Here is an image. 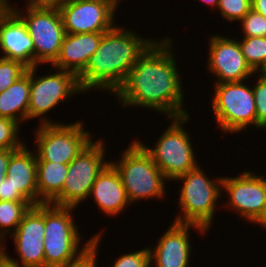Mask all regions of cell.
Instances as JSON below:
<instances>
[{
    "label": "cell",
    "mask_w": 266,
    "mask_h": 267,
    "mask_svg": "<svg viewBox=\"0 0 266 267\" xmlns=\"http://www.w3.org/2000/svg\"><path fill=\"white\" fill-rule=\"evenodd\" d=\"M172 39H155L130 69L113 94L122 107L151 109L169 119L190 115L184 108V84Z\"/></svg>",
    "instance_id": "1"
},
{
    "label": "cell",
    "mask_w": 266,
    "mask_h": 267,
    "mask_svg": "<svg viewBox=\"0 0 266 267\" xmlns=\"http://www.w3.org/2000/svg\"><path fill=\"white\" fill-rule=\"evenodd\" d=\"M124 25L104 32L99 47L77 74L84 93L99 90L114 94L139 57L155 41Z\"/></svg>",
    "instance_id": "2"
},
{
    "label": "cell",
    "mask_w": 266,
    "mask_h": 267,
    "mask_svg": "<svg viewBox=\"0 0 266 267\" xmlns=\"http://www.w3.org/2000/svg\"><path fill=\"white\" fill-rule=\"evenodd\" d=\"M200 165L174 180H179V183L182 181L177 193L178 208L181 211L176 214L174 222L195 224L209 231L217 214V203L223 196V176L209 178Z\"/></svg>",
    "instance_id": "3"
},
{
    "label": "cell",
    "mask_w": 266,
    "mask_h": 267,
    "mask_svg": "<svg viewBox=\"0 0 266 267\" xmlns=\"http://www.w3.org/2000/svg\"><path fill=\"white\" fill-rule=\"evenodd\" d=\"M128 146L118 161L110 163L118 171L131 205L145 199H163L167 194L165 185L168 180L136 139Z\"/></svg>",
    "instance_id": "4"
},
{
    "label": "cell",
    "mask_w": 266,
    "mask_h": 267,
    "mask_svg": "<svg viewBox=\"0 0 266 267\" xmlns=\"http://www.w3.org/2000/svg\"><path fill=\"white\" fill-rule=\"evenodd\" d=\"M73 210L76 208L45 203V267H61L75 262L90 249L92 235L82 243L84 238L78 231Z\"/></svg>",
    "instance_id": "5"
},
{
    "label": "cell",
    "mask_w": 266,
    "mask_h": 267,
    "mask_svg": "<svg viewBox=\"0 0 266 267\" xmlns=\"http://www.w3.org/2000/svg\"><path fill=\"white\" fill-rule=\"evenodd\" d=\"M190 117L186 115L169 119L170 124L156 139L154 148L136 138L168 181L175 180L199 165L191 142L192 135L184 128Z\"/></svg>",
    "instance_id": "6"
},
{
    "label": "cell",
    "mask_w": 266,
    "mask_h": 267,
    "mask_svg": "<svg viewBox=\"0 0 266 267\" xmlns=\"http://www.w3.org/2000/svg\"><path fill=\"white\" fill-rule=\"evenodd\" d=\"M246 81L249 80L213 84L211 111L216 128L223 133L238 134L247 131L248 126L256 127L254 94Z\"/></svg>",
    "instance_id": "7"
},
{
    "label": "cell",
    "mask_w": 266,
    "mask_h": 267,
    "mask_svg": "<svg viewBox=\"0 0 266 267\" xmlns=\"http://www.w3.org/2000/svg\"><path fill=\"white\" fill-rule=\"evenodd\" d=\"M95 136L97 135H93V139L68 164L63 189L51 204L78 208V205L88 200L95 179L110 162L105 156L106 141L103 138L96 140Z\"/></svg>",
    "instance_id": "8"
},
{
    "label": "cell",
    "mask_w": 266,
    "mask_h": 267,
    "mask_svg": "<svg viewBox=\"0 0 266 267\" xmlns=\"http://www.w3.org/2000/svg\"><path fill=\"white\" fill-rule=\"evenodd\" d=\"M38 67L40 66L30 68L28 122L30 119H39L41 116L39 125L64 123L50 120L47 117V113L57 108V105H61L60 102L64 103L70 97L84 93L80 88L78 77L71 71L56 68H54L55 73L52 71V74H43L37 77Z\"/></svg>",
    "instance_id": "9"
},
{
    "label": "cell",
    "mask_w": 266,
    "mask_h": 267,
    "mask_svg": "<svg viewBox=\"0 0 266 267\" xmlns=\"http://www.w3.org/2000/svg\"><path fill=\"white\" fill-rule=\"evenodd\" d=\"M24 22L35 46V63L38 66L50 64L59 56L65 30L57 7L30 6L16 7L5 2ZM23 9V10H22ZM41 64V65H40Z\"/></svg>",
    "instance_id": "10"
},
{
    "label": "cell",
    "mask_w": 266,
    "mask_h": 267,
    "mask_svg": "<svg viewBox=\"0 0 266 267\" xmlns=\"http://www.w3.org/2000/svg\"><path fill=\"white\" fill-rule=\"evenodd\" d=\"M83 122L37 125L33 135L37 161L69 164L74 160L92 140Z\"/></svg>",
    "instance_id": "11"
},
{
    "label": "cell",
    "mask_w": 266,
    "mask_h": 267,
    "mask_svg": "<svg viewBox=\"0 0 266 267\" xmlns=\"http://www.w3.org/2000/svg\"><path fill=\"white\" fill-rule=\"evenodd\" d=\"M249 169L238 176H223L222 192L228 195V200L220 207L229 208L238 214L242 220L253 225L263 215L266 207V175H257Z\"/></svg>",
    "instance_id": "12"
},
{
    "label": "cell",
    "mask_w": 266,
    "mask_h": 267,
    "mask_svg": "<svg viewBox=\"0 0 266 267\" xmlns=\"http://www.w3.org/2000/svg\"><path fill=\"white\" fill-rule=\"evenodd\" d=\"M120 1L66 0L58 6L65 33L107 32L116 22Z\"/></svg>",
    "instance_id": "13"
},
{
    "label": "cell",
    "mask_w": 266,
    "mask_h": 267,
    "mask_svg": "<svg viewBox=\"0 0 266 267\" xmlns=\"http://www.w3.org/2000/svg\"><path fill=\"white\" fill-rule=\"evenodd\" d=\"M44 234L45 203H41L30 207L10 236L20 261L6 252V244L1 246V251L18 267H45Z\"/></svg>",
    "instance_id": "14"
},
{
    "label": "cell",
    "mask_w": 266,
    "mask_h": 267,
    "mask_svg": "<svg viewBox=\"0 0 266 267\" xmlns=\"http://www.w3.org/2000/svg\"><path fill=\"white\" fill-rule=\"evenodd\" d=\"M214 34L208 38L207 69L215 83L250 80L255 72L246 63L238 38Z\"/></svg>",
    "instance_id": "15"
},
{
    "label": "cell",
    "mask_w": 266,
    "mask_h": 267,
    "mask_svg": "<svg viewBox=\"0 0 266 267\" xmlns=\"http://www.w3.org/2000/svg\"><path fill=\"white\" fill-rule=\"evenodd\" d=\"M206 235L201 226L186 223H173L157 240L154 247L149 246L150 267H189L192 254L190 230ZM198 231V232H197ZM155 265V266H154Z\"/></svg>",
    "instance_id": "16"
},
{
    "label": "cell",
    "mask_w": 266,
    "mask_h": 267,
    "mask_svg": "<svg viewBox=\"0 0 266 267\" xmlns=\"http://www.w3.org/2000/svg\"><path fill=\"white\" fill-rule=\"evenodd\" d=\"M0 49L2 58L21 62L27 68L38 66L26 25L6 3H0Z\"/></svg>",
    "instance_id": "17"
},
{
    "label": "cell",
    "mask_w": 266,
    "mask_h": 267,
    "mask_svg": "<svg viewBox=\"0 0 266 267\" xmlns=\"http://www.w3.org/2000/svg\"><path fill=\"white\" fill-rule=\"evenodd\" d=\"M107 217H117L131 204L116 168L109 162L95 179L89 199ZM119 214V215H118Z\"/></svg>",
    "instance_id": "18"
},
{
    "label": "cell",
    "mask_w": 266,
    "mask_h": 267,
    "mask_svg": "<svg viewBox=\"0 0 266 267\" xmlns=\"http://www.w3.org/2000/svg\"><path fill=\"white\" fill-rule=\"evenodd\" d=\"M103 34L104 32L66 33L59 56L51 66L52 70L56 68L71 71L77 75L99 47Z\"/></svg>",
    "instance_id": "19"
},
{
    "label": "cell",
    "mask_w": 266,
    "mask_h": 267,
    "mask_svg": "<svg viewBox=\"0 0 266 267\" xmlns=\"http://www.w3.org/2000/svg\"><path fill=\"white\" fill-rule=\"evenodd\" d=\"M36 173V154L25 144L11 156L6 177L33 206L38 205Z\"/></svg>",
    "instance_id": "20"
},
{
    "label": "cell",
    "mask_w": 266,
    "mask_h": 267,
    "mask_svg": "<svg viewBox=\"0 0 266 267\" xmlns=\"http://www.w3.org/2000/svg\"><path fill=\"white\" fill-rule=\"evenodd\" d=\"M29 93L30 68L8 89L0 93V117L11 119L20 125L28 122Z\"/></svg>",
    "instance_id": "21"
},
{
    "label": "cell",
    "mask_w": 266,
    "mask_h": 267,
    "mask_svg": "<svg viewBox=\"0 0 266 267\" xmlns=\"http://www.w3.org/2000/svg\"><path fill=\"white\" fill-rule=\"evenodd\" d=\"M68 164L37 161L38 204L51 203L62 191Z\"/></svg>",
    "instance_id": "22"
},
{
    "label": "cell",
    "mask_w": 266,
    "mask_h": 267,
    "mask_svg": "<svg viewBox=\"0 0 266 267\" xmlns=\"http://www.w3.org/2000/svg\"><path fill=\"white\" fill-rule=\"evenodd\" d=\"M32 206L29 201H0V246L5 244L8 235L17 229Z\"/></svg>",
    "instance_id": "23"
},
{
    "label": "cell",
    "mask_w": 266,
    "mask_h": 267,
    "mask_svg": "<svg viewBox=\"0 0 266 267\" xmlns=\"http://www.w3.org/2000/svg\"><path fill=\"white\" fill-rule=\"evenodd\" d=\"M238 42L246 63L255 73L266 67V37H242Z\"/></svg>",
    "instance_id": "24"
},
{
    "label": "cell",
    "mask_w": 266,
    "mask_h": 267,
    "mask_svg": "<svg viewBox=\"0 0 266 267\" xmlns=\"http://www.w3.org/2000/svg\"><path fill=\"white\" fill-rule=\"evenodd\" d=\"M20 129L18 122L0 117V150L20 149L27 144L20 138Z\"/></svg>",
    "instance_id": "25"
},
{
    "label": "cell",
    "mask_w": 266,
    "mask_h": 267,
    "mask_svg": "<svg viewBox=\"0 0 266 267\" xmlns=\"http://www.w3.org/2000/svg\"><path fill=\"white\" fill-rule=\"evenodd\" d=\"M254 76L257 77L255 84H252L256 106V128L266 130V76L262 73H255Z\"/></svg>",
    "instance_id": "26"
},
{
    "label": "cell",
    "mask_w": 266,
    "mask_h": 267,
    "mask_svg": "<svg viewBox=\"0 0 266 267\" xmlns=\"http://www.w3.org/2000/svg\"><path fill=\"white\" fill-rule=\"evenodd\" d=\"M215 10L229 23L240 22L251 10V0H219Z\"/></svg>",
    "instance_id": "27"
},
{
    "label": "cell",
    "mask_w": 266,
    "mask_h": 267,
    "mask_svg": "<svg viewBox=\"0 0 266 267\" xmlns=\"http://www.w3.org/2000/svg\"><path fill=\"white\" fill-rule=\"evenodd\" d=\"M27 69L21 62L0 57V93L22 77Z\"/></svg>",
    "instance_id": "28"
},
{
    "label": "cell",
    "mask_w": 266,
    "mask_h": 267,
    "mask_svg": "<svg viewBox=\"0 0 266 267\" xmlns=\"http://www.w3.org/2000/svg\"><path fill=\"white\" fill-rule=\"evenodd\" d=\"M238 24L241 25L242 37H266V18L252 9Z\"/></svg>",
    "instance_id": "29"
},
{
    "label": "cell",
    "mask_w": 266,
    "mask_h": 267,
    "mask_svg": "<svg viewBox=\"0 0 266 267\" xmlns=\"http://www.w3.org/2000/svg\"><path fill=\"white\" fill-rule=\"evenodd\" d=\"M110 267H150L149 247L125 253L112 263Z\"/></svg>",
    "instance_id": "30"
},
{
    "label": "cell",
    "mask_w": 266,
    "mask_h": 267,
    "mask_svg": "<svg viewBox=\"0 0 266 267\" xmlns=\"http://www.w3.org/2000/svg\"><path fill=\"white\" fill-rule=\"evenodd\" d=\"M104 232H98V234H94L92 236L90 249L84 253L77 261L66 264L61 267H97V261H98V253H99V245Z\"/></svg>",
    "instance_id": "31"
},
{
    "label": "cell",
    "mask_w": 266,
    "mask_h": 267,
    "mask_svg": "<svg viewBox=\"0 0 266 267\" xmlns=\"http://www.w3.org/2000/svg\"><path fill=\"white\" fill-rule=\"evenodd\" d=\"M0 201H28L14 186L10 183L9 178L0 184Z\"/></svg>",
    "instance_id": "32"
},
{
    "label": "cell",
    "mask_w": 266,
    "mask_h": 267,
    "mask_svg": "<svg viewBox=\"0 0 266 267\" xmlns=\"http://www.w3.org/2000/svg\"><path fill=\"white\" fill-rule=\"evenodd\" d=\"M17 150L18 149H3V150H0V184L5 179V176L7 175L8 164H9L11 156Z\"/></svg>",
    "instance_id": "33"
},
{
    "label": "cell",
    "mask_w": 266,
    "mask_h": 267,
    "mask_svg": "<svg viewBox=\"0 0 266 267\" xmlns=\"http://www.w3.org/2000/svg\"><path fill=\"white\" fill-rule=\"evenodd\" d=\"M26 5L30 6H45V7H58L66 0H26Z\"/></svg>",
    "instance_id": "34"
},
{
    "label": "cell",
    "mask_w": 266,
    "mask_h": 267,
    "mask_svg": "<svg viewBox=\"0 0 266 267\" xmlns=\"http://www.w3.org/2000/svg\"><path fill=\"white\" fill-rule=\"evenodd\" d=\"M251 9L266 18V0H251Z\"/></svg>",
    "instance_id": "35"
},
{
    "label": "cell",
    "mask_w": 266,
    "mask_h": 267,
    "mask_svg": "<svg viewBox=\"0 0 266 267\" xmlns=\"http://www.w3.org/2000/svg\"><path fill=\"white\" fill-rule=\"evenodd\" d=\"M0 267H18L2 251H0Z\"/></svg>",
    "instance_id": "36"
},
{
    "label": "cell",
    "mask_w": 266,
    "mask_h": 267,
    "mask_svg": "<svg viewBox=\"0 0 266 267\" xmlns=\"http://www.w3.org/2000/svg\"><path fill=\"white\" fill-rule=\"evenodd\" d=\"M255 224L256 226H260L262 229L266 228V207H265L263 215L259 218V220Z\"/></svg>",
    "instance_id": "37"
},
{
    "label": "cell",
    "mask_w": 266,
    "mask_h": 267,
    "mask_svg": "<svg viewBox=\"0 0 266 267\" xmlns=\"http://www.w3.org/2000/svg\"><path fill=\"white\" fill-rule=\"evenodd\" d=\"M201 2H203V4L205 3L206 5H208V7L210 6L212 9H217L219 0H201Z\"/></svg>",
    "instance_id": "38"
},
{
    "label": "cell",
    "mask_w": 266,
    "mask_h": 267,
    "mask_svg": "<svg viewBox=\"0 0 266 267\" xmlns=\"http://www.w3.org/2000/svg\"><path fill=\"white\" fill-rule=\"evenodd\" d=\"M261 73L266 76V67Z\"/></svg>",
    "instance_id": "39"
},
{
    "label": "cell",
    "mask_w": 266,
    "mask_h": 267,
    "mask_svg": "<svg viewBox=\"0 0 266 267\" xmlns=\"http://www.w3.org/2000/svg\"><path fill=\"white\" fill-rule=\"evenodd\" d=\"M105 1H121V0H105Z\"/></svg>",
    "instance_id": "40"
}]
</instances>
